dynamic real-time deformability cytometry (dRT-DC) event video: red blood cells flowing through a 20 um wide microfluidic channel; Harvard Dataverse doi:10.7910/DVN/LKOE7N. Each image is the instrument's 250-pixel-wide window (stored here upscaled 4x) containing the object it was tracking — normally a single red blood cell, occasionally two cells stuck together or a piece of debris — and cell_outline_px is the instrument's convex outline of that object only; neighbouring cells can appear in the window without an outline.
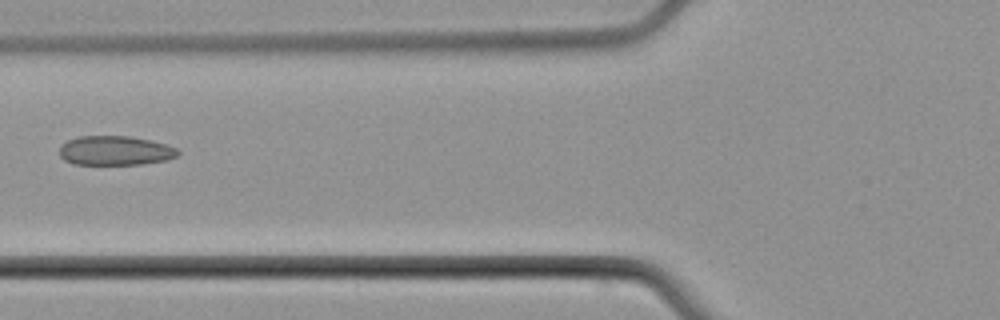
{"species": "common noctule bat (a hibernating species)", "species_latin": "Nyctalus noctula", "temperature_condition": "cold", "stored_images_in_passage": 5, "camera_frame_rate_fps": 3000, "um_per_image_px": 0.085, "animal": {"sex": "male", "body_mass_g": 21.5, "forearm_length_mm": 52.0}, "frame": {"image": 1, "passage_image": 4, "time_ms": 4.0, "image_size_px": [1000, 320], "cell_outline_px": [[180, 152], [176, 156], [168, 160], [140, 164], [72, 164], [64, 160], [60, 156], [60, 144], [68, 140], [80, 136], [128, 136], [152, 140], [176, 148]], "centroid_in_image_um": [9.77, 12.8], "position_along_channel_um": 116.0, "area_um2": 20.29}}
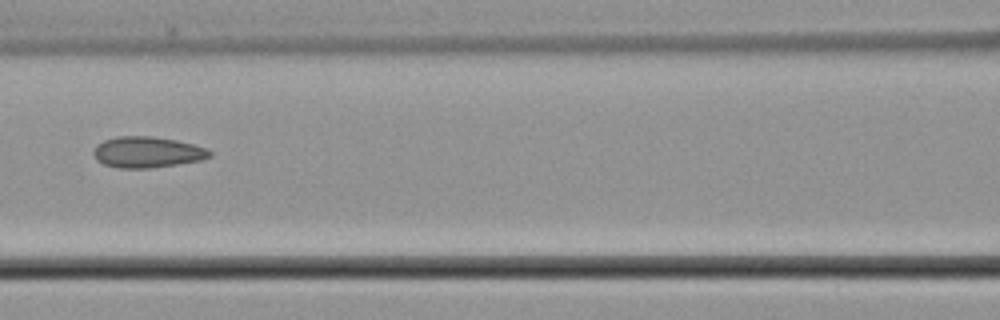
{"frame": {"image": 2, "passage_image": 5, "time_ms": 5.0, "image_size_px": [1000, 320], "cell_outline_px": [[212, 156], [200, 160], [152, 168], [116, 168], [104, 164], [96, 160], [92, 152], [96, 144], [104, 140], [116, 136], [152, 136], [176, 140], [208, 148], [212, 152]], "centroid_in_image_um": [12.49, 12.93], "position_along_channel_um": 154.1, "area_um2": 21.15}}